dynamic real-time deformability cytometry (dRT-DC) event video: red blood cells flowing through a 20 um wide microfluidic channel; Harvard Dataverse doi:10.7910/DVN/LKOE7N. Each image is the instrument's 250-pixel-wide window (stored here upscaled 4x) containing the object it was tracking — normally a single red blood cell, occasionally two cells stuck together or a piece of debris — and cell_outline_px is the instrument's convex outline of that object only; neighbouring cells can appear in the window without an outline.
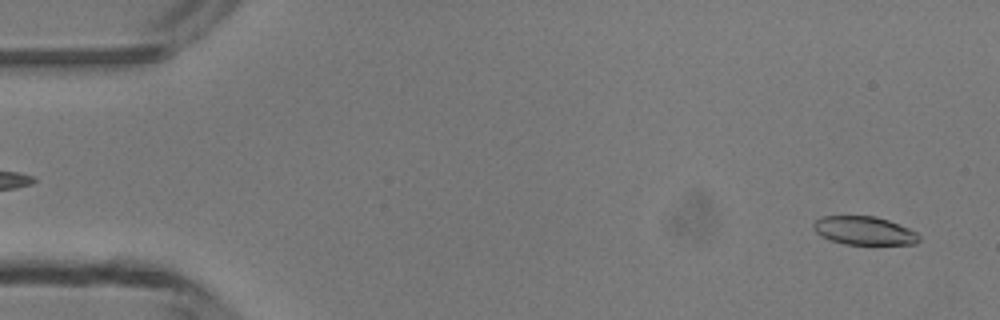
{"species": "common noctule bat (a hibernating species)", "species_latin": "Nyctalus noctula", "temperature_condition": "room temperature", "stored_images_in_passage": 4, "segment_of_instrument_passage": [2, 2], "camera_frame_rate_fps": 3000, "um_per_image_px": 0.085, "animal": {"sex": "male", "body_mass_g": 13.3}, "frame": {"image": 1, "passage_image": 4, "time_ms": 3.667, "image_size_px": [1000, 320], "cell_outline_px": [[920, 240], [916, 244], [844, 244], [820, 236], [812, 228], [812, 224], [820, 216], [876, 216], [888, 220], [908, 228], [916, 232], [920, 236]], "centroid_in_image_um": [73.43, 19.6], "position_along_channel_um": 11.6, "area_um2": 17.51}}